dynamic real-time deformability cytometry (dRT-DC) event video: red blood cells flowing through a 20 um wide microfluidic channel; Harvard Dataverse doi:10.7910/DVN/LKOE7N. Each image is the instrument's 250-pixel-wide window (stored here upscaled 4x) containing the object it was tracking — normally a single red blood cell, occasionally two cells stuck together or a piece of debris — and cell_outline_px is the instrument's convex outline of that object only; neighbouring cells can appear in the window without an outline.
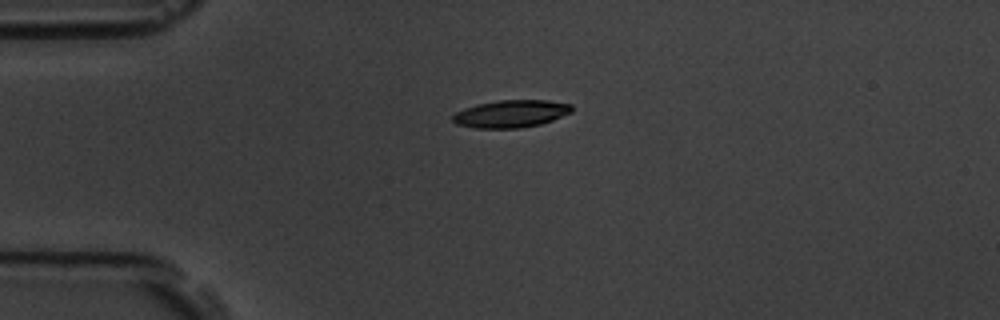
{"species": "common noctule bat (a hibernating species)", "species_latin": "Nyctalus noctula", "temperature_condition": "room temperature", "stored_images_in_passage": 2, "camera_frame_rate_fps": 3000, "um_per_image_px": 0.085, "animal": {"sex": "male", "body_mass_g": 19.5, "forearm_length_mm": 54.6}, "frame": {"image": 1, "passage_image": 1, "time_ms": 0.0, "image_size_px": [1000, 320], "cell_outline_px": [[572, 112], [552, 120], [540, 124], [520, 128], [476, 128], [456, 124], [452, 120], [452, 116], [456, 112], [464, 108], [476, 104], [496, 100], [548, 100], [572, 104]], "centroid_in_image_um": [43.42, 9.66], "position_along_channel_um": 41.6, "area_um2": 19.13}}